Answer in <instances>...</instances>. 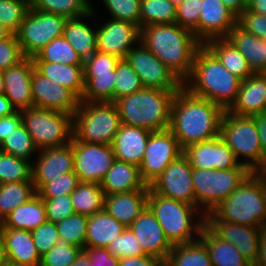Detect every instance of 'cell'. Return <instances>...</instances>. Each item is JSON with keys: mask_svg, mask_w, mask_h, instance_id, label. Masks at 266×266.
Segmentation results:
<instances>
[{"mask_svg": "<svg viewBox=\"0 0 266 266\" xmlns=\"http://www.w3.org/2000/svg\"><path fill=\"white\" fill-rule=\"evenodd\" d=\"M176 8L169 0H141L140 29L146 25L176 23Z\"/></svg>", "mask_w": 266, "mask_h": 266, "instance_id": "cell-41", "label": "cell"}, {"mask_svg": "<svg viewBox=\"0 0 266 266\" xmlns=\"http://www.w3.org/2000/svg\"><path fill=\"white\" fill-rule=\"evenodd\" d=\"M36 193L32 181L0 184V222L11 211L27 202Z\"/></svg>", "mask_w": 266, "mask_h": 266, "instance_id": "cell-39", "label": "cell"}, {"mask_svg": "<svg viewBox=\"0 0 266 266\" xmlns=\"http://www.w3.org/2000/svg\"><path fill=\"white\" fill-rule=\"evenodd\" d=\"M125 59L146 88L178 91L183 87V81L141 42L129 50Z\"/></svg>", "mask_w": 266, "mask_h": 266, "instance_id": "cell-13", "label": "cell"}, {"mask_svg": "<svg viewBox=\"0 0 266 266\" xmlns=\"http://www.w3.org/2000/svg\"><path fill=\"white\" fill-rule=\"evenodd\" d=\"M34 68L51 81L70 89L81 99L84 88L83 65H67L63 63L33 62Z\"/></svg>", "mask_w": 266, "mask_h": 266, "instance_id": "cell-33", "label": "cell"}, {"mask_svg": "<svg viewBox=\"0 0 266 266\" xmlns=\"http://www.w3.org/2000/svg\"><path fill=\"white\" fill-rule=\"evenodd\" d=\"M204 45L219 59L232 74L244 80L254 74L246 58L226 37L208 40Z\"/></svg>", "mask_w": 266, "mask_h": 266, "instance_id": "cell-36", "label": "cell"}, {"mask_svg": "<svg viewBox=\"0 0 266 266\" xmlns=\"http://www.w3.org/2000/svg\"><path fill=\"white\" fill-rule=\"evenodd\" d=\"M262 173L265 175V177H266V170L265 171H262Z\"/></svg>", "mask_w": 266, "mask_h": 266, "instance_id": "cell-70", "label": "cell"}, {"mask_svg": "<svg viewBox=\"0 0 266 266\" xmlns=\"http://www.w3.org/2000/svg\"><path fill=\"white\" fill-rule=\"evenodd\" d=\"M151 132L143 127L121 124L112 143L115 159L139 166Z\"/></svg>", "mask_w": 266, "mask_h": 266, "instance_id": "cell-27", "label": "cell"}, {"mask_svg": "<svg viewBox=\"0 0 266 266\" xmlns=\"http://www.w3.org/2000/svg\"><path fill=\"white\" fill-rule=\"evenodd\" d=\"M31 6L66 18L80 17L92 10L90 0H31Z\"/></svg>", "mask_w": 266, "mask_h": 266, "instance_id": "cell-43", "label": "cell"}, {"mask_svg": "<svg viewBox=\"0 0 266 266\" xmlns=\"http://www.w3.org/2000/svg\"><path fill=\"white\" fill-rule=\"evenodd\" d=\"M198 40L204 44L214 38H224L237 25L238 16L221 0H201Z\"/></svg>", "mask_w": 266, "mask_h": 266, "instance_id": "cell-21", "label": "cell"}, {"mask_svg": "<svg viewBox=\"0 0 266 266\" xmlns=\"http://www.w3.org/2000/svg\"><path fill=\"white\" fill-rule=\"evenodd\" d=\"M95 14L96 11L92 6V10L85 15L67 18L64 25L62 36L69 42L83 62L97 50L96 29L87 23L88 19L91 20L92 17H95ZM85 19L87 22L84 21Z\"/></svg>", "mask_w": 266, "mask_h": 266, "instance_id": "cell-28", "label": "cell"}, {"mask_svg": "<svg viewBox=\"0 0 266 266\" xmlns=\"http://www.w3.org/2000/svg\"><path fill=\"white\" fill-rule=\"evenodd\" d=\"M237 16H239L247 6V0H221Z\"/></svg>", "mask_w": 266, "mask_h": 266, "instance_id": "cell-63", "label": "cell"}, {"mask_svg": "<svg viewBox=\"0 0 266 266\" xmlns=\"http://www.w3.org/2000/svg\"><path fill=\"white\" fill-rule=\"evenodd\" d=\"M175 7H178L185 0H169Z\"/></svg>", "mask_w": 266, "mask_h": 266, "instance_id": "cell-69", "label": "cell"}, {"mask_svg": "<svg viewBox=\"0 0 266 266\" xmlns=\"http://www.w3.org/2000/svg\"><path fill=\"white\" fill-rule=\"evenodd\" d=\"M115 77L114 102L123 96L133 94L144 88L140 77L125 58L118 61Z\"/></svg>", "mask_w": 266, "mask_h": 266, "instance_id": "cell-46", "label": "cell"}, {"mask_svg": "<svg viewBox=\"0 0 266 266\" xmlns=\"http://www.w3.org/2000/svg\"><path fill=\"white\" fill-rule=\"evenodd\" d=\"M31 90L34 107L60 111L72 116L78 109L80 99L70 89L51 81L35 68L32 73Z\"/></svg>", "mask_w": 266, "mask_h": 266, "instance_id": "cell-18", "label": "cell"}, {"mask_svg": "<svg viewBox=\"0 0 266 266\" xmlns=\"http://www.w3.org/2000/svg\"><path fill=\"white\" fill-rule=\"evenodd\" d=\"M33 62L63 63L67 65H83L77 52L63 37H56L32 57Z\"/></svg>", "mask_w": 266, "mask_h": 266, "instance_id": "cell-40", "label": "cell"}, {"mask_svg": "<svg viewBox=\"0 0 266 266\" xmlns=\"http://www.w3.org/2000/svg\"><path fill=\"white\" fill-rule=\"evenodd\" d=\"M241 81L202 44L195 53L192 72L183 82V87L226 111L236 100Z\"/></svg>", "mask_w": 266, "mask_h": 266, "instance_id": "cell-3", "label": "cell"}, {"mask_svg": "<svg viewBox=\"0 0 266 266\" xmlns=\"http://www.w3.org/2000/svg\"><path fill=\"white\" fill-rule=\"evenodd\" d=\"M31 7V0H0V24L16 33Z\"/></svg>", "mask_w": 266, "mask_h": 266, "instance_id": "cell-47", "label": "cell"}, {"mask_svg": "<svg viewBox=\"0 0 266 266\" xmlns=\"http://www.w3.org/2000/svg\"><path fill=\"white\" fill-rule=\"evenodd\" d=\"M139 240L144 254L165 262L173 245L166 238L163 228L148 206L129 226Z\"/></svg>", "mask_w": 266, "mask_h": 266, "instance_id": "cell-22", "label": "cell"}, {"mask_svg": "<svg viewBox=\"0 0 266 266\" xmlns=\"http://www.w3.org/2000/svg\"><path fill=\"white\" fill-rule=\"evenodd\" d=\"M192 169L225 170L235 167H247L241 164L232 149L219 135L214 139L192 144L183 149Z\"/></svg>", "mask_w": 266, "mask_h": 266, "instance_id": "cell-17", "label": "cell"}, {"mask_svg": "<svg viewBox=\"0 0 266 266\" xmlns=\"http://www.w3.org/2000/svg\"><path fill=\"white\" fill-rule=\"evenodd\" d=\"M206 225L219 238L235 245L246 261L253 266L258 258L262 228L227 221H206Z\"/></svg>", "mask_w": 266, "mask_h": 266, "instance_id": "cell-24", "label": "cell"}, {"mask_svg": "<svg viewBox=\"0 0 266 266\" xmlns=\"http://www.w3.org/2000/svg\"><path fill=\"white\" fill-rule=\"evenodd\" d=\"M110 19L96 29L97 50L124 59L140 42V28L131 22Z\"/></svg>", "mask_w": 266, "mask_h": 266, "instance_id": "cell-19", "label": "cell"}, {"mask_svg": "<svg viewBox=\"0 0 266 266\" xmlns=\"http://www.w3.org/2000/svg\"><path fill=\"white\" fill-rule=\"evenodd\" d=\"M22 123L39 149L70 144L73 116L46 108L31 107L21 111Z\"/></svg>", "mask_w": 266, "mask_h": 266, "instance_id": "cell-10", "label": "cell"}, {"mask_svg": "<svg viewBox=\"0 0 266 266\" xmlns=\"http://www.w3.org/2000/svg\"><path fill=\"white\" fill-rule=\"evenodd\" d=\"M70 195L75 213L92 216L104 210L105 193L98 183L79 182Z\"/></svg>", "mask_w": 266, "mask_h": 266, "instance_id": "cell-37", "label": "cell"}, {"mask_svg": "<svg viewBox=\"0 0 266 266\" xmlns=\"http://www.w3.org/2000/svg\"><path fill=\"white\" fill-rule=\"evenodd\" d=\"M192 167L181 154L149 185L157 194L196 206Z\"/></svg>", "mask_w": 266, "mask_h": 266, "instance_id": "cell-16", "label": "cell"}, {"mask_svg": "<svg viewBox=\"0 0 266 266\" xmlns=\"http://www.w3.org/2000/svg\"><path fill=\"white\" fill-rule=\"evenodd\" d=\"M78 176L74 172H68L57 176L51 182L45 183L37 194L41 198H55L60 195H70L79 183Z\"/></svg>", "mask_w": 266, "mask_h": 266, "instance_id": "cell-51", "label": "cell"}, {"mask_svg": "<svg viewBox=\"0 0 266 266\" xmlns=\"http://www.w3.org/2000/svg\"><path fill=\"white\" fill-rule=\"evenodd\" d=\"M201 9V0H185L176 8V23L192 31L197 39Z\"/></svg>", "mask_w": 266, "mask_h": 266, "instance_id": "cell-52", "label": "cell"}, {"mask_svg": "<svg viewBox=\"0 0 266 266\" xmlns=\"http://www.w3.org/2000/svg\"><path fill=\"white\" fill-rule=\"evenodd\" d=\"M42 200L45 206L48 222L56 224L75 213L71 195H60L55 198H42Z\"/></svg>", "mask_w": 266, "mask_h": 266, "instance_id": "cell-53", "label": "cell"}, {"mask_svg": "<svg viewBox=\"0 0 266 266\" xmlns=\"http://www.w3.org/2000/svg\"><path fill=\"white\" fill-rule=\"evenodd\" d=\"M140 42L183 82L191 74L195 53L202 45L192 31L177 23L142 27Z\"/></svg>", "mask_w": 266, "mask_h": 266, "instance_id": "cell-2", "label": "cell"}, {"mask_svg": "<svg viewBox=\"0 0 266 266\" xmlns=\"http://www.w3.org/2000/svg\"><path fill=\"white\" fill-rule=\"evenodd\" d=\"M11 34L12 32L8 28L0 24V40L8 38Z\"/></svg>", "mask_w": 266, "mask_h": 266, "instance_id": "cell-67", "label": "cell"}, {"mask_svg": "<svg viewBox=\"0 0 266 266\" xmlns=\"http://www.w3.org/2000/svg\"><path fill=\"white\" fill-rule=\"evenodd\" d=\"M67 18L62 15L28 10L19 30L15 33L25 57H33L56 37L63 35Z\"/></svg>", "mask_w": 266, "mask_h": 266, "instance_id": "cell-11", "label": "cell"}, {"mask_svg": "<svg viewBox=\"0 0 266 266\" xmlns=\"http://www.w3.org/2000/svg\"><path fill=\"white\" fill-rule=\"evenodd\" d=\"M246 58L253 73H266V40L234 26L226 37Z\"/></svg>", "mask_w": 266, "mask_h": 266, "instance_id": "cell-31", "label": "cell"}, {"mask_svg": "<svg viewBox=\"0 0 266 266\" xmlns=\"http://www.w3.org/2000/svg\"><path fill=\"white\" fill-rule=\"evenodd\" d=\"M257 126L260 144L263 154L266 156V112L253 116Z\"/></svg>", "mask_w": 266, "mask_h": 266, "instance_id": "cell-60", "label": "cell"}, {"mask_svg": "<svg viewBox=\"0 0 266 266\" xmlns=\"http://www.w3.org/2000/svg\"><path fill=\"white\" fill-rule=\"evenodd\" d=\"M206 221L266 227V177L252 172L231 195L206 214Z\"/></svg>", "mask_w": 266, "mask_h": 266, "instance_id": "cell-4", "label": "cell"}, {"mask_svg": "<svg viewBox=\"0 0 266 266\" xmlns=\"http://www.w3.org/2000/svg\"><path fill=\"white\" fill-rule=\"evenodd\" d=\"M81 250L80 247L59 240L53 248L41 256L39 266H70Z\"/></svg>", "mask_w": 266, "mask_h": 266, "instance_id": "cell-50", "label": "cell"}, {"mask_svg": "<svg viewBox=\"0 0 266 266\" xmlns=\"http://www.w3.org/2000/svg\"><path fill=\"white\" fill-rule=\"evenodd\" d=\"M6 257H5V251H4V242H3V237L0 232V266H6Z\"/></svg>", "mask_w": 266, "mask_h": 266, "instance_id": "cell-66", "label": "cell"}, {"mask_svg": "<svg viewBox=\"0 0 266 266\" xmlns=\"http://www.w3.org/2000/svg\"><path fill=\"white\" fill-rule=\"evenodd\" d=\"M120 58L96 50L83 62L85 88L80 101L114 102L116 65Z\"/></svg>", "mask_w": 266, "mask_h": 266, "instance_id": "cell-12", "label": "cell"}, {"mask_svg": "<svg viewBox=\"0 0 266 266\" xmlns=\"http://www.w3.org/2000/svg\"><path fill=\"white\" fill-rule=\"evenodd\" d=\"M253 266H266V227L262 228L259 239L258 258Z\"/></svg>", "mask_w": 266, "mask_h": 266, "instance_id": "cell-61", "label": "cell"}, {"mask_svg": "<svg viewBox=\"0 0 266 266\" xmlns=\"http://www.w3.org/2000/svg\"><path fill=\"white\" fill-rule=\"evenodd\" d=\"M177 91L142 88L116 100L121 123L152 132L169 129L171 107Z\"/></svg>", "mask_w": 266, "mask_h": 266, "instance_id": "cell-5", "label": "cell"}, {"mask_svg": "<svg viewBox=\"0 0 266 266\" xmlns=\"http://www.w3.org/2000/svg\"><path fill=\"white\" fill-rule=\"evenodd\" d=\"M149 190L105 195L104 209L125 227H129L147 206Z\"/></svg>", "mask_w": 266, "mask_h": 266, "instance_id": "cell-30", "label": "cell"}, {"mask_svg": "<svg viewBox=\"0 0 266 266\" xmlns=\"http://www.w3.org/2000/svg\"><path fill=\"white\" fill-rule=\"evenodd\" d=\"M165 266H212L206 245L200 240L173 245Z\"/></svg>", "mask_w": 266, "mask_h": 266, "instance_id": "cell-38", "label": "cell"}, {"mask_svg": "<svg viewBox=\"0 0 266 266\" xmlns=\"http://www.w3.org/2000/svg\"><path fill=\"white\" fill-rule=\"evenodd\" d=\"M121 124L114 102L80 101L73 115V136L81 142L112 145Z\"/></svg>", "mask_w": 266, "mask_h": 266, "instance_id": "cell-8", "label": "cell"}, {"mask_svg": "<svg viewBox=\"0 0 266 266\" xmlns=\"http://www.w3.org/2000/svg\"><path fill=\"white\" fill-rule=\"evenodd\" d=\"M220 136L232 149L237 160H241V164L252 172L266 170V156L263 154L254 117L224 111L220 122Z\"/></svg>", "mask_w": 266, "mask_h": 266, "instance_id": "cell-7", "label": "cell"}, {"mask_svg": "<svg viewBox=\"0 0 266 266\" xmlns=\"http://www.w3.org/2000/svg\"><path fill=\"white\" fill-rule=\"evenodd\" d=\"M10 100L3 94L0 95V117H6L15 113Z\"/></svg>", "mask_w": 266, "mask_h": 266, "instance_id": "cell-64", "label": "cell"}, {"mask_svg": "<svg viewBox=\"0 0 266 266\" xmlns=\"http://www.w3.org/2000/svg\"><path fill=\"white\" fill-rule=\"evenodd\" d=\"M252 173L248 167L232 169H193L192 183L196 196V207L205 215L220 202L228 198Z\"/></svg>", "mask_w": 266, "mask_h": 266, "instance_id": "cell-9", "label": "cell"}, {"mask_svg": "<svg viewBox=\"0 0 266 266\" xmlns=\"http://www.w3.org/2000/svg\"><path fill=\"white\" fill-rule=\"evenodd\" d=\"M246 10L257 14L266 15V0H247Z\"/></svg>", "mask_w": 266, "mask_h": 266, "instance_id": "cell-62", "label": "cell"}, {"mask_svg": "<svg viewBox=\"0 0 266 266\" xmlns=\"http://www.w3.org/2000/svg\"><path fill=\"white\" fill-rule=\"evenodd\" d=\"M34 63L31 57H25L16 65L3 70L4 95L10 100L16 111L34 107L31 80Z\"/></svg>", "mask_w": 266, "mask_h": 266, "instance_id": "cell-23", "label": "cell"}, {"mask_svg": "<svg viewBox=\"0 0 266 266\" xmlns=\"http://www.w3.org/2000/svg\"><path fill=\"white\" fill-rule=\"evenodd\" d=\"M126 228L110 216L105 209L92 216H88L85 247L106 248Z\"/></svg>", "mask_w": 266, "mask_h": 266, "instance_id": "cell-34", "label": "cell"}, {"mask_svg": "<svg viewBox=\"0 0 266 266\" xmlns=\"http://www.w3.org/2000/svg\"><path fill=\"white\" fill-rule=\"evenodd\" d=\"M21 123L22 116L20 111H16L6 117H0V144Z\"/></svg>", "mask_w": 266, "mask_h": 266, "instance_id": "cell-59", "label": "cell"}, {"mask_svg": "<svg viewBox=\"0 0 266 266\" xmlns=\"http://www.w3.org/2000/svg\"><path fill=\"white\" fill-rule=\"evenodd\" d=\"M181 154L183 149L169 129L151 132L139 165L142 180L149 186Z\"/></svg>", "mask_w": 266, "mask_h": 266, "instance_id": "cell-15", "label": "cell"}, {"mask_svg": "<svg viewBox=\"0 0 266 266\" xmlns=\"http://www.w3.org/2000/svg\"><path fill=\"white\" fill-rule=\"evenodd\" d=\"M90 258V266H118L119 258L114 257L104 247H85L83 249Z\"/></svg>", "mask_w": 266, "mask_h": 266, "instance_id": "cell-57", "label": "cell"}, {"mask_svg": "<svg viewBox=\"0 0 266 266\" xmlns=\"http://www.w3.org/2000/svg\"><path fill=\"white\" fill-rule=\"evenodd\" d=\"M32 181V163L0 150V184Z\"/></svg>", "mask_w": 266, "mask_h": 266, "instance_id": "cell-44", "label": "cell"}, {"mask_svg": "<svg viewBox=\"0 0 266 266\" xmlns=\"http://www.w3.org/2000/svg\"><path fill=\"white\" fill-rule=\"evenodd\" d=\"M100 186L105 195L149 190V186L141 178L139 166L119 160L114 161Z\"/></svg>", "mask_w": 266, "mask_h": 266, "instance_id": "cell-29", "label": "cell"}, {"mask_svg": "<svg viewBox=\"0 0 266 266\" xmlns=\"http://www.w3.org/2000/svg\"><path fill=\"white\" fill-rule=\"evenodd\" d=\"M199 239L208 249L212 266H252L235 245L219 238L206 224Z\"/></svg>", "mask_w": 266, "mask_h": 266, "instance_id": "cell-35", "label": "cell"}, {"mask_svg": "<svg viewBox=\"0 0 266 266\" xmlns=\"http://www.w3.org/2000/svg\"><path fill=\"white\" fill-rule=\"evenodd\" d=\"M118 266H165V262L149 255L119 258Z\"/></svg>", "mask_w": 266, "mask_h": 266, "instance_id": "cell-58", "label": "cell"}, {"mask_svg": "<svg viewBox=\"0 0 266 266\" xmlns=\"http://www.w3.org/2000/svg\"><path fill=\"white\" fill-rule=\"evenodd\" d=\"M47 222L42 198L36 193L24 204L16 207L0 222V228L33 231Z\"/></svg>", "mask_w": 266, "mask_h": 266, "instance_id": "cell-32", "label": "cell"}, {"mask_svg": "<svg viewBox=\"0 0 266 266\" xmlns=\"http://www.w3.org/2000/svg\"><path fill=\"white\" fill-rule=\"evenodd\" d=\"M147 206L172 245L190 243L200 238L206 215L196 206L159 195L150 187Z\"/></svg>", "mask_w": 266, "mask_h": 266, "instance_id": "cell-6", "label": "cell"}, {"mask_svg": "<svg viewBox=\"0 0 266 266\" xmlns=\"http://www.w3.org/2000/svg\"><path fill=\"white\" fill-rule=\"evenodd\" d=\"M4 94V80H3V71L0 70V95Z\"/></svg>", "mask_w": 266, "mask_h": 266, "instance_id": "cell-68", "label": "cell"}, {"mask_svg": "<svg viewBox=\"0 0 266 266\" xmlns=\"http://www.w3.org/2000/svg\"><path fill=\"white\" fill-rule=\"evenodd\" d=\"M0 150L32 163V158L38 153L39 149L35 146L24 124L21 123L2 141Z\"/></svg>", "mask_w": 266, "mask_h": 266, "instance_id": "cell-42", "label": "cell"}, {"mask_svg": "<svg viewBox=\"0 0 266 266\" xmlns=\"http://www.w3.org/2000/svg\"><path fill=\"white\" fill-rule=\"evenodd\" d=\"M3 237L7 265L39 266L41 256L37 252L31 231L0 228Z\"/></svg>", "mask_w": 266, "mask_h": 266, "instance_id": "cell-26", "label": "cell"}, {"mask_svg": "<svg viewBox=\"0 0 266 266\" xmlns=\"http://www.w3.org/2000/svg\"><path fill=\"white\" fill-rule=\"evenodd\" d=\"M227 111L249 117L266 112V73H254L242 80L236 100Z\"/></svg>", "mask_w": 266, "mask_h": 266, "instance_id": "cell-25", "label": "cell"}, {"mask_svg": "<svg viewBox=\"0 0 266 266\" xmlns=\"http://www.w3.org/2000/svg\"><path fill=\"white\" fill-rule=\"evenodd\" d=\"M223 114L220 106L182 87L173 99L169 130L184 149L219 136Z\"/></svg>", "mask_w": 266, "mask_h": 266, "instance_id": "cell-1", "label": "cell"}, {"mask_svg": "<svg viewBox=\"0 0 266 266\" xmlns=\"http://www.w3.org/2000/svg\"><path fill=\"white\" fill-rule=\"evenodd\" d=\"M70 266H90L88 254L82 249Z\"/></svg>", "mask_w": 266, "mask_h": 266, "instance_id": "cell-65", "label": "cell"}, {"mask_svg": "<svg viewBox=\"0 0 266 266\" xmlns=\"http://www.w3.org/2000/svg\"><path fill=\"white\" fill-rule=\"evenodd\" d=\"M70 143L74 155V173L79 181L100 184L116 160L112 145L81 142L74 136Z\"/></svg>", "mask_w": 266, "mask_h": 266, "instance_id": "cell-14", "label": "cell"}, {"mask_svg": "<svg viewBox=\"0 0 266 266\" xmlns=\"http://www.w3.org/2000/svg\"><path fill=\"white\" fill-rule=\"evenodd\" d=\"M111 18L131 22L140 28L141 0H102Z\"/></svg>", "mask_w": 266, "mask_h": 266, "instance_id": "cell-48", "label": "cell"}, {"mask_svg": "<svg viewBox=\"0 0 266 266\" xmlns=\"http://www.w3.org/2000/svg\"><path fill=\"white\" fill-rule=\"evenodd\" d=\"M88 216L74 213L56 223L59 239L67 244L80 247L86 246Z\"/></svg>", "mask_w": 266, "mask_h": 266, "instance_id": "cell-45", "label": "cell"}, {"mask_svg": "<svg viewBox=\"0 0 266 266\" xmlns=\"http://www.w3.org/2000/svg\"><path fill=\"white\" fill-rule=\"evenodd\" d=\"M31 233L40 256L48 252L60 240L56 224L48 221L35 228Z\"/></svg>", "mask_w": 266, "mask_h": 266, "instance_id": "cell-54", "label": "cell"}, {"mask_svg": "<svg viewBox=\"0 0 266 266\" xmlns=\"http://www.w3.org/2000/svg\"><path fill=\"white\" fill-rule=\"evenodd\" d=\"M25 58L16 34L0 40V70H7Z\"/></svg>", "mask_w": 266, "mask_h": 266, "instance_id": "cell-55", "label": "cell"}, {"mask_svg": "<svg viewBox=\"0 0 266 266\" xmlns=\"http://www.w3.org/2000/svg\"><path fill=\"white\" fill-rule=\"evenodd\" d=\"M32 162V182L37 192L45 183L57 176L74 172V155L71 143L65 146L38 150Z\"/></svg>", "mask_w": 266, "mask_h": 266, "instance_id": "cell-20", "label": "cell"}, {"mask_svg": "<svg viewBox=\"0 0 266 266\" xmlns=\"http://www.w3.org/2000/svg\"><path fill=\"white\" fill-rule=\"evenodd\" d=\"M237 25L245 32L266 40V15L247 11L238 16Z\"/></svg>", "mask_w": 266, "mask_h": 266, "instance_id": "cell-56", "label": "cell"}, {"mask_svg": "<svg viewBox=\"0 0 266 266\" xmlns=\"http://www.w3.org/2000/svg\"><path fill=\"white\" fill-rule=\"evenodd\" d=\"M106 248L111 255L116 258L145 255L139 240L129 227H127L121 235L116 237Z\"/></svg>", "mask_w": 266, "mask_h": 266, "instance_id": "cell-49", "label": "cell"}]
</instances>
